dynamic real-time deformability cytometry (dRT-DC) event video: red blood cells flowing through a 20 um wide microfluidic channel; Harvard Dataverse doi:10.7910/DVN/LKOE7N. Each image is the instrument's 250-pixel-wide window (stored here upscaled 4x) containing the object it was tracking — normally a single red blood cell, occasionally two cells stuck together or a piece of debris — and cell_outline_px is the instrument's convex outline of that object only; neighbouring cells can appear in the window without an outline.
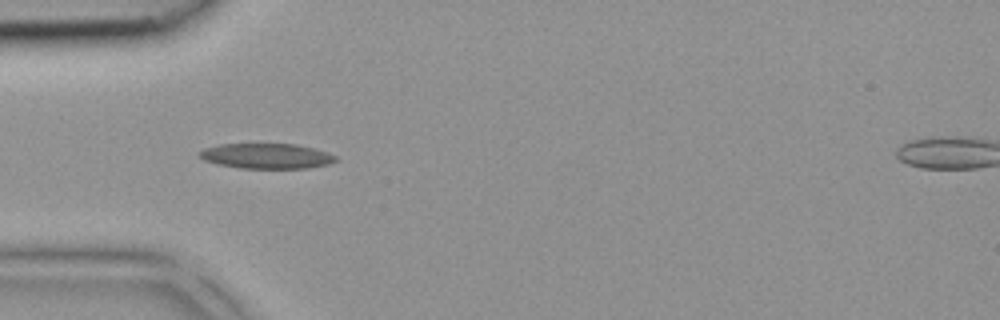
{"species": "common noctule bat (a hibernating species)", "species_latin": "Nyctalus noctula", "temperature_condition": "room temperature", "stored_images_in_passage": 29, "camera_frame_rate_fps": 3000, "um_per_image_px": 0.085, "animal": {"sex": "female", "body_mass_g": 18.4}, "frame": {"image": 1, "passage_image": 1, "time_ms": 0.0, "image_size_px": [1000, 320], "cell_outline_px": [[340, 160], [328, 164], [308, 168], [240, 168], [220, 164], [204, 160], [200, 156], [200, 152], [204, 148], [220, 144], [296, 144], [328, 152], [336, 156]], "centroid_in_image_um": [22.71, 13.26], "position_along_channel_um": 62.3, "area_um2": 19.88}}
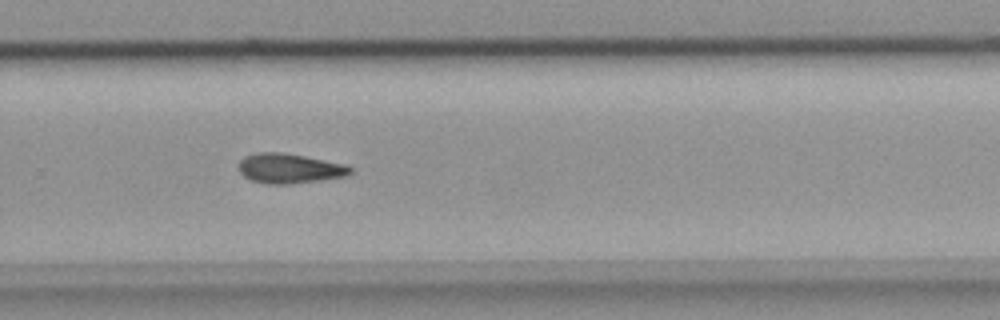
{"frame": {"image": 2, "passage_image": 16, "time_ms": 5.0, "image_size_px": [1000, 320], "cell_outline_px": [[352, 172], [344, 176], [292, 184], [264, 184], [252, 180], [244, 176], [240, 172], [240, 160], [244, 156], [260, 152], [280, 152], [304, 156], [344, 164], [352, 168]], "centroid_in_image_um": [24.58, 14.32], "position_along_channel_um": 305.2, "area_um2": 19.13}}
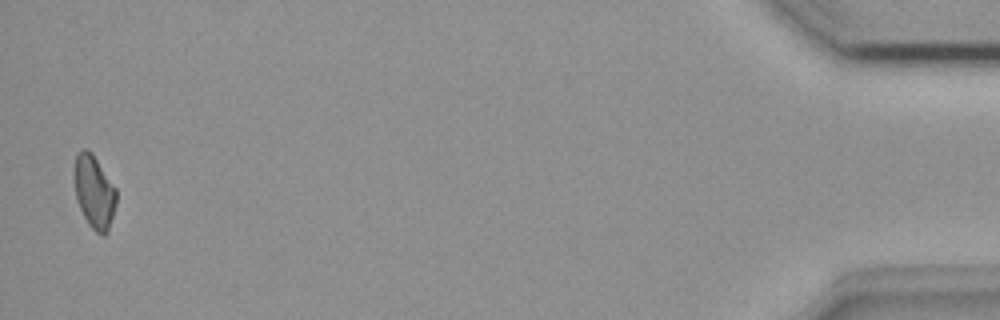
{"frame": {"image": 3, "passage_image": 29, "time_ms": 9.333, "image_size_px": [1000, 320], "cell_outline_px": [[116, 204], [108, 232], [104, 236], [96, 232], [88, 224], [80, 208], [76, 196], [76, 152], [80, 148], [84, 148], [92, 152], [116, 188]], "centroid_in_image_um": [8.04, 16.31], "position_along_channel_um": 427.2, "area_um2": 17.63}}